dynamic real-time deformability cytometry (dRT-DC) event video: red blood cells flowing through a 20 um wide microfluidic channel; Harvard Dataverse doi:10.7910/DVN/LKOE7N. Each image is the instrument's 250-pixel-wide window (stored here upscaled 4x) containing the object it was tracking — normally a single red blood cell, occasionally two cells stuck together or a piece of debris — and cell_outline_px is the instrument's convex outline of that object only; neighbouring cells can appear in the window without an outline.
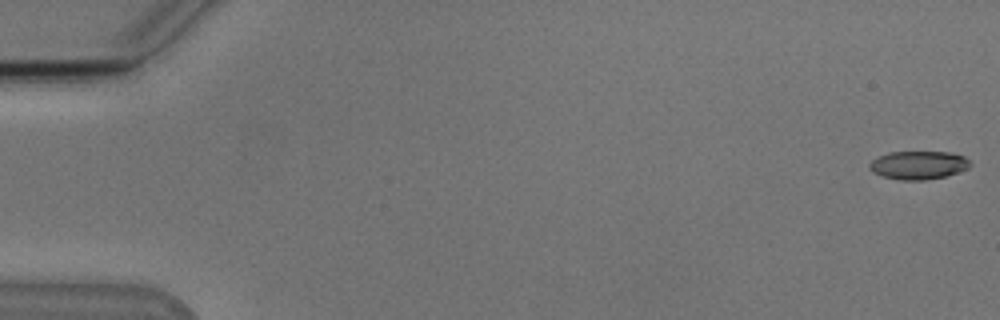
{"species": "Egyptian fruit bat (a non-hibernating species)", "species_latin": "Rousettus aegyptiacus", "temperature_condition": "cold", "stored_images_in_passage": 13, "camera_frame_rate_fps": 3000, "um_per_image_px": 0.085, "animal": {"sex": "male"}, "frame": {"image": 1, "passage_image": 1, "time_ms": 0.0, "image_size_px": [1000, 320], "cell_outline_px": [[972, 164], [968, 168], [944, 176], [924, 180], [900, 180], [884, 176], [872, 172], [868, 168], [868, 164], [872, 160], [888, 152], [952, 152], [964, 156]], "centroid_in_image_um": [78.05, 14.02], "position_along_channel_um": 7.0, "area_um2": 16.53}}